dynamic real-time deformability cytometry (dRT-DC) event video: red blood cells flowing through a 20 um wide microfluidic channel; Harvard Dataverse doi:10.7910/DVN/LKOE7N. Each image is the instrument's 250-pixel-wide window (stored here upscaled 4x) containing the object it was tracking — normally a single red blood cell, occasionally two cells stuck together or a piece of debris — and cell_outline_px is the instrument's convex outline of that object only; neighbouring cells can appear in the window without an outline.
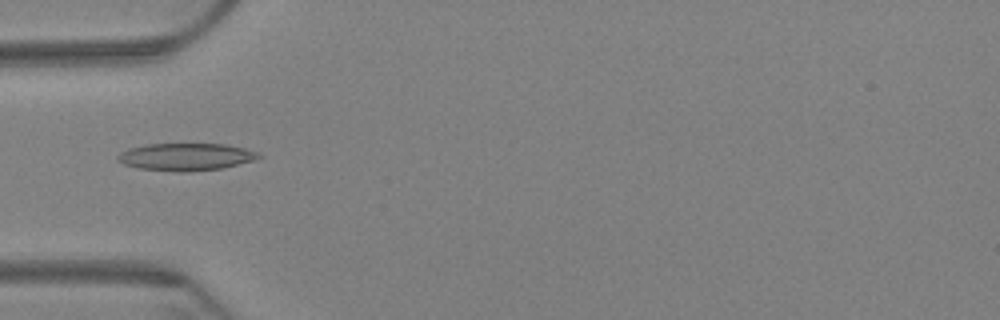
{"species": "Egyptian fruit bat (a non-hibernating species)", "species_latin": "Rousettus aegyptiacus", "temperature_condition": "warm", "stored_images_in_passage": 9, "camera_frame_rate_fps": 3000, "um_per_image_px": 0.085, "animal": {"sex": "female"}, "frame": {"image": 1, "passage_image": 6, "time_ms": 1.667, "image_size_px": [1000, 320], "cell_outline_px": [[264, 156], [252, 160], [220, 168], [188, 172], [180, 172], [136, 168], [124, 164], [116, 160], [116, 156], [120, 152], [132, 148], [148, 144], [224, 144], [244, 148], [260, 152]], "centroid_in_image_um": [15.78, 13.33], "position_along_channel_um": 69.2, "area_um2": 22.37}}
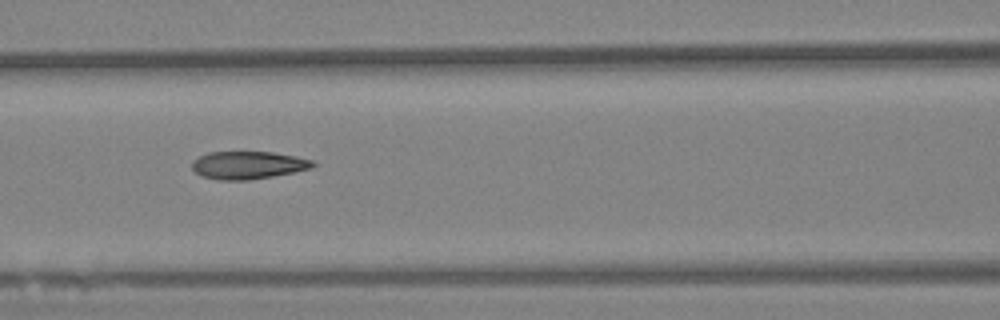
{"frame": {"image": 2, "passage_image": 8, "time_ms": 2.333, "image_size_px": [1000, 320], "cell_outline_px": [[316, 164], [312, 168], [272, 176], [248, 180], [216, 180], [200, 176], [192, 168], [192, 160], [208, 152], [272, 152], [296, 156], [312, 160]], "centroid_in_image_um": [21.05, 14.04], "position_along_channel_um": 145.5, "area_um2": 19.54}}
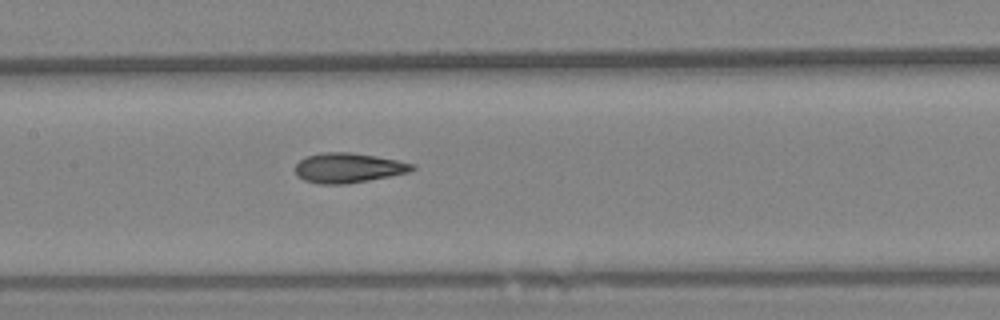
{"frame": {"image": 3, "passage_image": 9, "time_ms": 2.667, "image_size_px": [1000, 320], "cell_outline_px": [[416, 168], [408, 172], [368, 180], [344, 184], [320, 184], [304, 180], [296, 176], [296, 164], [300, 160], [308, 156], [320, 152], [348, 152], [376, 156], [416, 164]], "centroid_in_image_um": [29.59, 14.26], "position_along_channel_um": 177.8, "area_um2": 20.17}}